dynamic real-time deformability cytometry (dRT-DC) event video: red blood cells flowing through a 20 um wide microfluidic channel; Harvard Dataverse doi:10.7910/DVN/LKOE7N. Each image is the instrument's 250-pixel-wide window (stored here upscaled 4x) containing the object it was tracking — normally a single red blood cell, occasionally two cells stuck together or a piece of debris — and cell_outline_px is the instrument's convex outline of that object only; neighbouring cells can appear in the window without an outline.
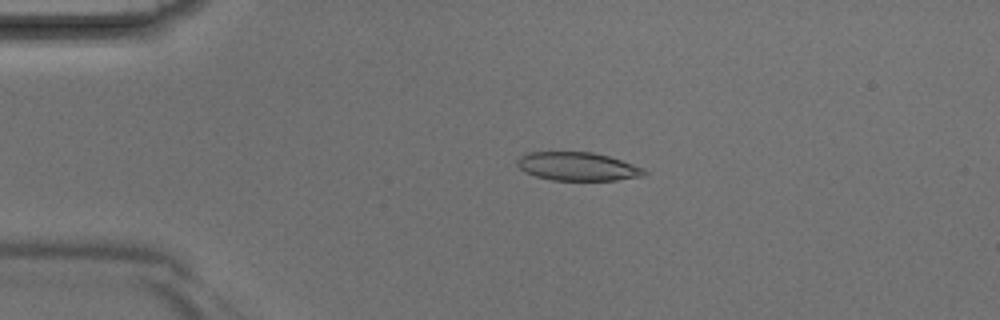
{"species": "Egyptian fruit bat (a non-hibernating species)", "species_latin": "Rousettus aegyptiacus", "temperature_condition": "room temperature", "stored_images_in_passage": 4, "camera_frame_rate_fps": 3000, "um_per_image_px": 0.085, "animal": {"sex": "male"}, "frame": {"image": 1, "passage_image": 2, "time_ms": 0.333, "image_size_px": [1000, 320], "cell_outline_px": [[648, 172], [644, 176], [616, 180], [552, 180], [536, 176], [524, 172], [516, 164], [516, 160], [520, 156], [528, 152], [592, 152], [608, 156], [644, 168]], "centroid_in_image_um": [49.08, 14.15], "position_along_channel_um": 35.9, "area_um2": 21.04}}